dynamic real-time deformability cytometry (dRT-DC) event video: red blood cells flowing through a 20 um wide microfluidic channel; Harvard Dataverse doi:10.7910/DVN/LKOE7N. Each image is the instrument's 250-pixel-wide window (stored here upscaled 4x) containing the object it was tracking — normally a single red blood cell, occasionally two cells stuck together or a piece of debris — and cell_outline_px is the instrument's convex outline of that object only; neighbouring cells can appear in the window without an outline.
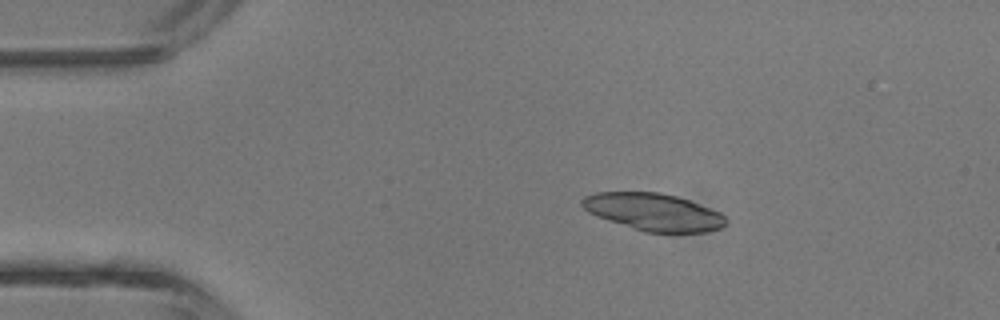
{"species": "common noctule bat (a hibernating species)", "species_latin": "Nyctalus noctula", "temperature_condition": "room temperature", "stored_images_in_passage": 3, "camera_frame_rate_fps": 3000, "um_per_image_px": 0.085, "animal": {"sex": "male", "body_mass_g": 13.3}, "frame": {"image": 1, "passage_image": 2, "time_ms": 2.0, "image_size_px": [1000, 320], "cell_outline_px": [[728, 220], [720, 228], [704, 232], [644, 232], [596, 216], [588, 212], [580, 204], [580, 200], [584, 196], [596, 192], [660, 192], [676, 196], [688, 200], [720, 212]], "centroid_in_image_um": [55.51, 18.01], "position_along_channel_um": 29.5, "area_um2": 31.15}}